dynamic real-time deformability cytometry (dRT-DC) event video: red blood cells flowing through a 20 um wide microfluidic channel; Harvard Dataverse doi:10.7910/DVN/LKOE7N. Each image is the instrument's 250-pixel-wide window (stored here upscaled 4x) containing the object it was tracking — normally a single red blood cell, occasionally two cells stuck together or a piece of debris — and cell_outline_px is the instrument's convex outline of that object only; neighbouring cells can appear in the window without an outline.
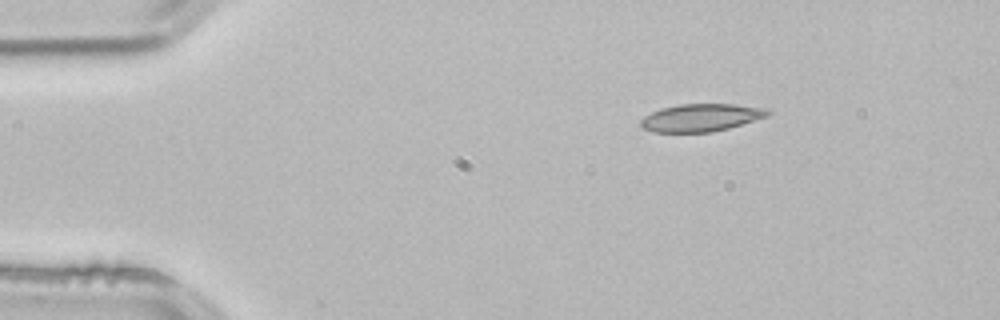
{"species": "common noctule bat (a hibernating species)", "species_latin": "Nyctalus noctula", "temperature_condition": "room temperature", "stored_images_in_passage": 3, "camera_frame_rate_fps": 3000, "um_per_image_px": 0.085, "animal": {"sex": "male", "body_mass_g": 21.5, "forearm_length_mm": 52.0}, "frame": {"image": 1, "passage_image": 3, "time_ms": 0.667, "image_size_px": [1000, 320], "cell_outline_px": [[772, 112], [768, 116], [728, 128], [712, 132], [652, 132], [644, 128], [640, 124], [640, 120], [644, 116], [660, 108], [680, 104], [736, 104], [768, 108]], "centroid_in_image_um": [59.6, 9.99], "position_along_channel_um": 25.4, "area_um2": 20.52}}